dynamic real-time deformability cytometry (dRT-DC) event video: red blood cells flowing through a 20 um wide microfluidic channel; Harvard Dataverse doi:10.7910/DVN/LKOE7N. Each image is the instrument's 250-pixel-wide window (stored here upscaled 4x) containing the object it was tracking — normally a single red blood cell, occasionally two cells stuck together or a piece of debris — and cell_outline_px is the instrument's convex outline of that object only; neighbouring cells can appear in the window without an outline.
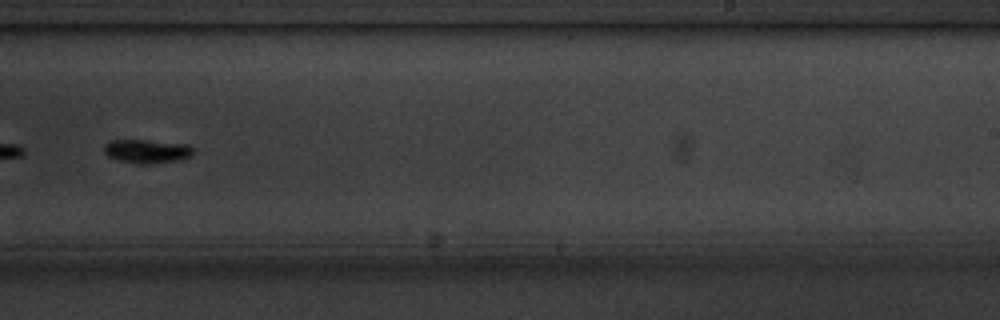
{"species": "common noctule bat (a hibernating species)", "species_latin": "Nyctalus noctula", "temperature_condition": "cold", "stored_images_in_passage": 13, "segment_of_instrument_passage": [2, 2], "camera_frame_rate_fps": 3000, "um_per_image_px": 0.085, "animal": {"sex": "male", "body_mass_g": 20.1, "forearm_length_mm": 53.5}, "frame": {"image": 1, "passage_image": 10, "time_ms": 11.333, "image_size_px": [1000, 320], "cell_outline_px": [[196, 148], [192, 156], [176, 160], [148, 164], [140, 164], [120, 160], [108, 156], [104, 152], [104, 144], [108, 140], [144, 140], [188, 144]], "centroid_in_image_um": [12.51, 12.84], "position_along_channel_um": 276.5, "area_um2": 12.37}}